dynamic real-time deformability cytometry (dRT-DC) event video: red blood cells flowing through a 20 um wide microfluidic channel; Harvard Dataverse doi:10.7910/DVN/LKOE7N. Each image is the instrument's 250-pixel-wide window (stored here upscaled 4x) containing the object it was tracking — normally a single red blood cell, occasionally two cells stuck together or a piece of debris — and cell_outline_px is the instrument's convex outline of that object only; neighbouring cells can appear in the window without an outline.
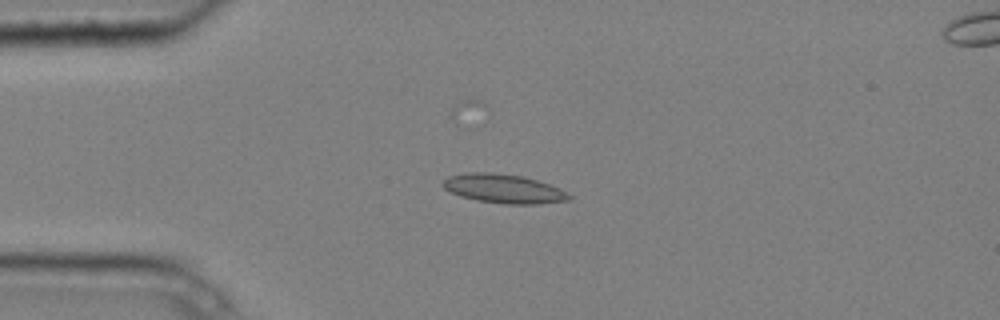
{"species": "common noctule bat (a hibernating species)", "species_latin": "Nyctalus noctula", "temperature_condition": "cold", "stored_images_in_passage": 9, "camera_frame_rate_fps": 3000, "um_per_image_px": 0.085, "animal": {"sex": "male", "body_mass_g": 20.4}, "frame": {"image": 1, "passage_image": 3, "time_ms": 0.667, "image_size_px": [1000, 320], "cell_outline_px": [[572, 200], [540, 204], [504, 204], [476, 200], [460, 196], [444, 188], [444, 180], [448, 176], [468, 172], [488, 172], [524, 176], [560, 188], [572, 196]], "centroid_in_image_um": [42.85, 16.04], "position_along_channel_um": 42.2, "area_um2": 21.33}}
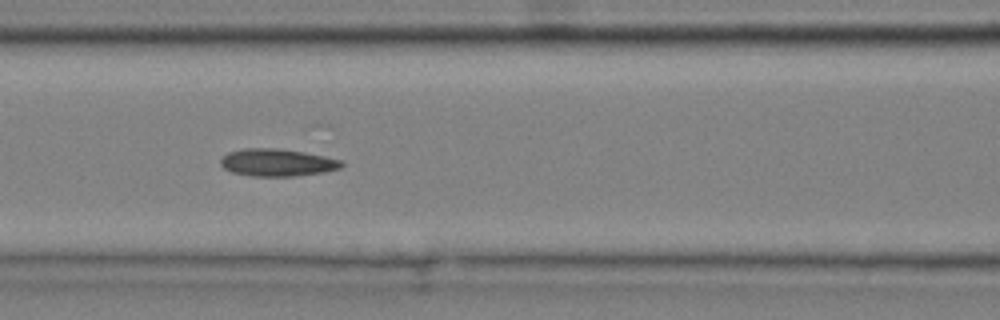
{"frame": {"image": 2, "passage_image": 6, "time_ms": 1.667, "image_size_px": [1000, 320], "cell_outline_px": [[344, 164], [340, 168], [324, 172], [296, 176], [252, 176], [232, 172], [224, 168], [220, 164], [220, 160], [228, 152], [244, 148], [276, 148], [304, 152], [324, 156], [340, 160]], "centroid_in_image_um": [23.55, 13.81], "position_along_channel_um": 143.1, "area_um2": 19.25}}
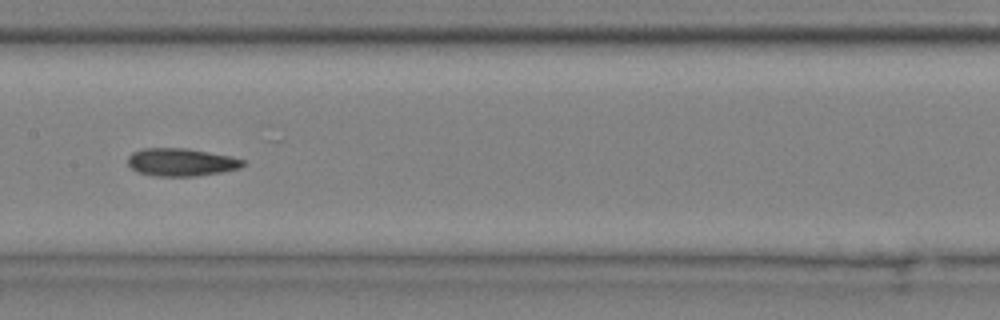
{"frame": {"image": 3, "passage_image": 7, "time_ms": 2.0, "image_size_px": [1000, 320], "cell_outline_px": [[248, 164], [240, 168], [220, 172], [196, 176], [156, 176], [136, 172], [128, 164], [128, 156], [132, 152], [144, 148], [188, 148], [232, 156], [244, 160]], "centroid_in_image_um": [15.42, 13.78], "position_along_channel_um": 192.0, "area_um2": 18.84}}